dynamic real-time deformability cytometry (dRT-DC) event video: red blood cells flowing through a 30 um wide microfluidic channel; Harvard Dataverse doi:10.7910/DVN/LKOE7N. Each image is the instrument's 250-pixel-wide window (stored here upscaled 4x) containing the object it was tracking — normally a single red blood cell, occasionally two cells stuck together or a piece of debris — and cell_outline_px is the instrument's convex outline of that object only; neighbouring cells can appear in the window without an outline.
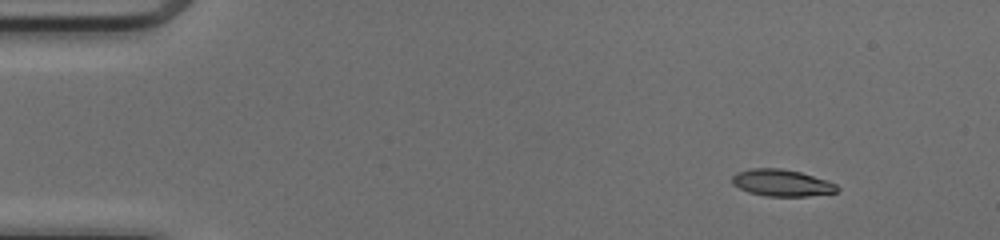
{"species": "common noctule bat (a hibernating species)", "species_latin": "Nyctalus noctula", "temperature_condition": "cold", "stored_images_in_passage": 41, "camera_frame_rate_fps": 3000, "um_per_image_px": 0.085, "animal": {"sex": "female", "body_mass_g": 17.0, "forearm_length_mm": 48.0}, "frame": {"image": 1, "passage_image": 1, "time_ms": 0.0, "image_size_px": [1000, 240], "cell_outline_px": [[840, 188], [836, 192], [808, 196], [764, 196], [748, 192], [732, 184], [732, 176], [736, 172], [752, 168], [780, 168], [800, 172], [828, 180], [836, 184]], "centroid_in_image_um": [66.45, 15.54], "position_along_channel_um": 18.6, "area_um2": 16.47}}
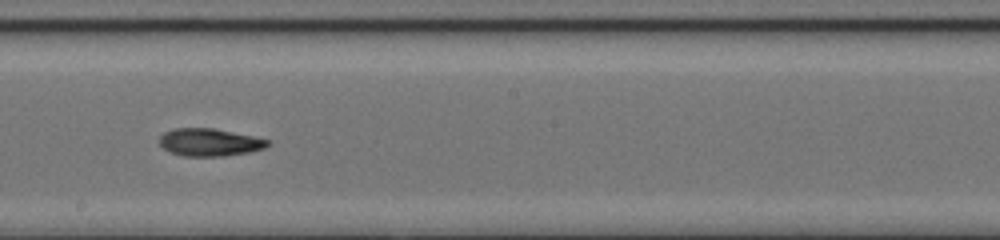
{"frame": {"image": 2, "passage_image": 24, "time_ms": 7.667, "image_size_px": [1000, 240], "cell_outline_px": [[272, 144], [264, 148], [248, 152], [224, 156], [184, 156], [172, 152], [164, 148], [160, 144], [160, 136], [164, 132], [172, 128], [212, 128], [272, 140]], "centroid_in_image_um": [17.84, 12.09], "position_along_channel_um": 230.4, "area_um2": 17.34}}
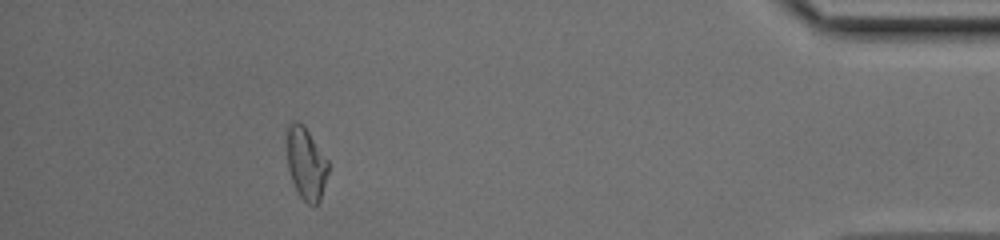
{"frame": {"image": 3, "passage_image": 41, "time_ms": 13.333, "image_size_px": [1000, 240], "cell_outline_px": [[328, 172], [320, 200], [316, 208], [312, 208], [296, 192], [288, 168], [284, 140], [288, 124], [292, 120], [296, 120], [304, 124], [328, 160]], "centroid_in_image_um": [25.97, 13.86], "position_along_channel_um": 409.2, "area_um2": 18.15}, "authors_computed_cell_mechanics": {"area_um2": 17.2822, "velocity_mm_per_s": 4.1421, "shape_relaxation_time_tau1_ms": 5.8963, "shape_relaxation_time_tau2_ms": 6.9985, "deformation_change_tau1": 0.1894, "deformation_change_tau2": 0.1357}}